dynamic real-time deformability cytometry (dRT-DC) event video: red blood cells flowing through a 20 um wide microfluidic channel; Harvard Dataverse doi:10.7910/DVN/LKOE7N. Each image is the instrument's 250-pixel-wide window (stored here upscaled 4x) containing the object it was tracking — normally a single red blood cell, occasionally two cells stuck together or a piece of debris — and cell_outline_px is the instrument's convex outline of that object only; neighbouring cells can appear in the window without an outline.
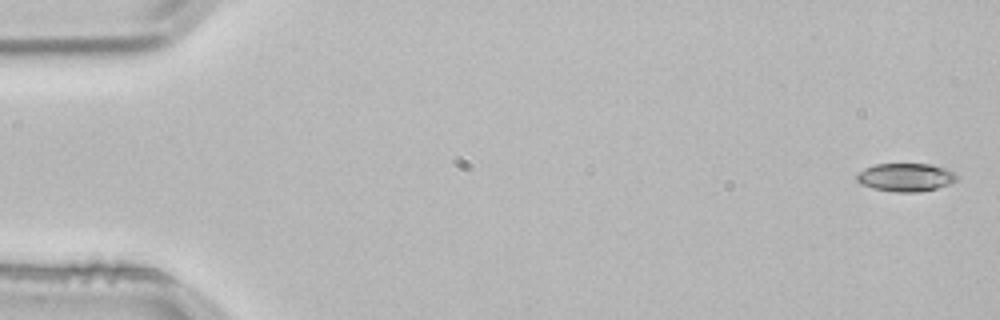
{"species": "common noctule bat (a hibernating species)", "species_latin": "Nyctalus noctula", "temperature_condition": "room temperature", "stored_images_in_passage": 4, "camera_frame_rate_fps": 3000, "um_per_image_px": 0.085, "animal": {"sex": "male", "body_mass_g": 21.5, "forearm_length_mm": 52.0}, "frame": {"image": 1, "passage_image": 1, "time_ms": 0.0, "image_size_px": [1000, 320], "cell_outline_px": [[956, 180], [948, 184], [936, 188], [920, 192], [896, 192], [872, 188], [860, 184], [856, 180], [856, 172], [864, 168], [876, 164], [928, 164], [944, 168], [952, 172], [956, 176]], "centroid_in_image_um": [76.9, 15.07], "position_along_channel_um": 8.1, "area_um2": 16.36}}
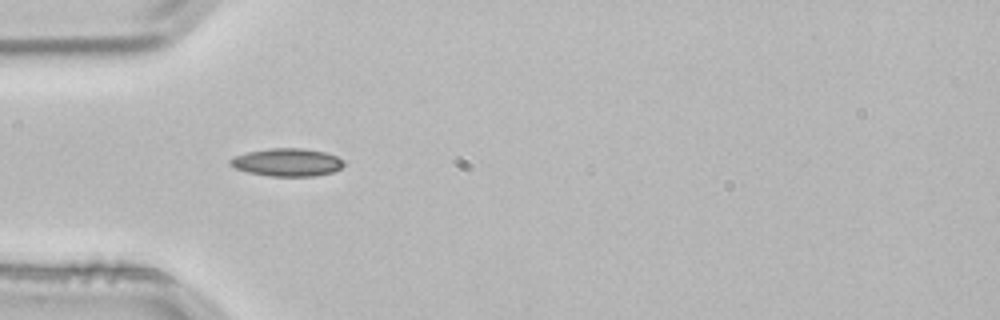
{"frame": {"image": 2, "passage_image": 4, "time_ms": 1.0, "image_size_px": [1000, 320], "cell_outline_px": [[344, 164], [340, 168], [332, 172], [316, 176], [272, 176], [248, 172], [236, 168], [228, 164], [228, 160], [236, 156], [248, 152], [268, 148], [304, 148], [324, 152], [336, 156], [344, 160]], "centroid_in_image_um": [24.41, 13.79], "position_along_channel_um": 60.6, "area_um2": 18.38}}